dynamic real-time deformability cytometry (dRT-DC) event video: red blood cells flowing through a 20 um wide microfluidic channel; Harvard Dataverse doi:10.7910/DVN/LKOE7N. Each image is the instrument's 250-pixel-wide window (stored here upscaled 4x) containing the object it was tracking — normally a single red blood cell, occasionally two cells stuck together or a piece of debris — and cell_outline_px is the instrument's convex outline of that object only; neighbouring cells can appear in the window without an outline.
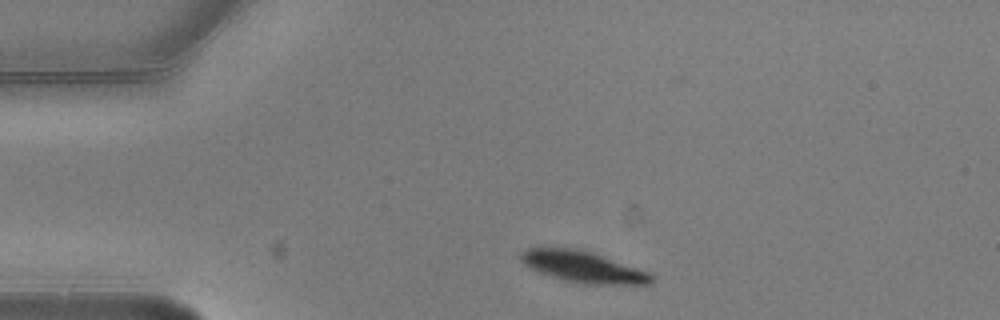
{"species": "common noctule bat (a hibernating species)", "species_latin": "Nyctalus noctula", "temperature_condition": "warm", "stored_images_in_passage": 2, "camera_frame_rate_fps": 3000, "um_per_image_px": 0.085, "animal": {"sex": "male", "body_mass_g": 20.5, "forearm_length_mm": 52.5}, "frame": {"image": 1, "passage_image": 1, "time_ms": 0.0, "image_size_px": [1000, 320], "cell_outline_px": [[656, 280], [652, 284], [576, 284], [560, 280], [540, 272], [524, 264], [520, 260], [520, 252], [528, 248], [568, 248], [592, 252], [648, 272]], "centroid_in_image_um": [49.55, 22.7], "position_along_channel_um": 35.5, "area_um2": 23.7}}